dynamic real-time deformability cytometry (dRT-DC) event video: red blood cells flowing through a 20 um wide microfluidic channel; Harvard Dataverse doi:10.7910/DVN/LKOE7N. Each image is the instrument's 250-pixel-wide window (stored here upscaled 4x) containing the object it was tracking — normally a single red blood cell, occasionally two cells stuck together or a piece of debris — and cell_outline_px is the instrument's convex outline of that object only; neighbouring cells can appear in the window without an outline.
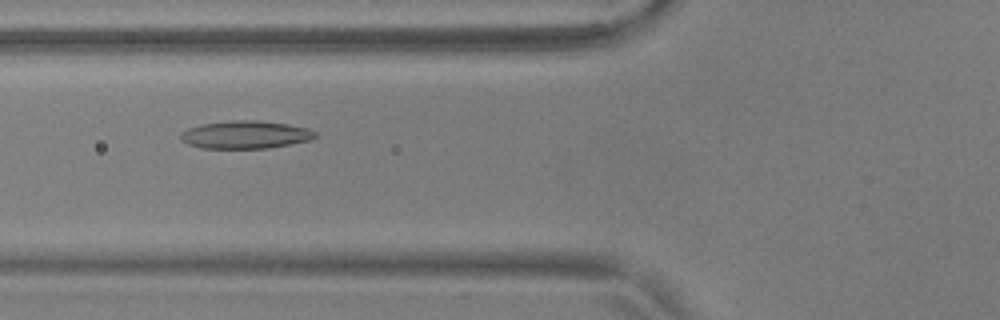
{"species": "common noctule bat (a hibernating species)", "species_latin": "Nyctalus noctula", "temperature_condition": "warm", "stored_images_in_passage": 25, "camera_frame_rate_fps": 3000, "um_per_image_px": 0.085, "animal": {"sex": "male", "body_mass_g": 17.9, "forearm_length_mm": 54.2}, "frame": {"image": 1, "passage_image": 22, "time_ms": 7.0, "image_size_px": [1000, 320], "cell_outline_px": [[320, 136], [312, 140], [268, 148], [204, 148], [188, 144], [180, 136], [188, 128], [204, 124], [232, 120], [256, 120], [288, 124], [308, 128], [316, 132]], "centroid_in_image_um": [20.96, 11.45], "position_along_channel_um": 104.8, "area_um2": 21.68}}
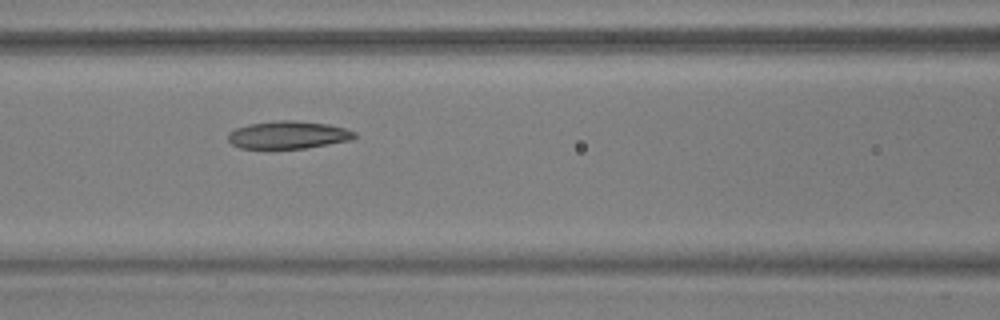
{"frame": {"image": 2, "passage_image": 25, "time_ms": 8.0, "image_size_px": [1000, 320], "cell_outline_px": [[356, 136], [352, 140], [304, 148], [240, 148], [232, 144], [228, 140], [228, 132], [236, 128], [248, 124], [280, 120], [292, 120], [328, 124], [344, 128], [356, 132]], "centroid_in_image_um": [24.49, 11.46], "position_along_channel_um": 142.1, "area_um2": 20.29}}